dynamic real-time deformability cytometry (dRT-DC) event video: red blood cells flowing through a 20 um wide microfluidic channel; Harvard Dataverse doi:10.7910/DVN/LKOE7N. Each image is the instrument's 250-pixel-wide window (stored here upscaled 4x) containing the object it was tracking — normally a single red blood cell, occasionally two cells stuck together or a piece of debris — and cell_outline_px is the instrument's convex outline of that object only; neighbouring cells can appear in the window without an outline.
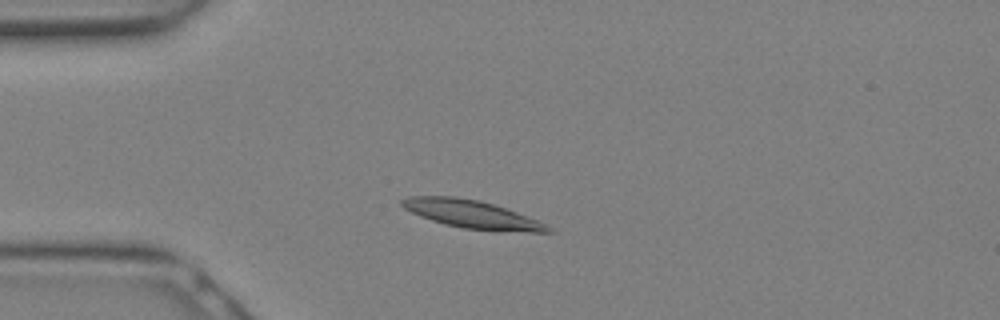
{"species": "Egyptian fruit bat (a non-hibernating species)", "species_latin": "Rousettus aegyptiacus", "temperature_condition": "warm", "stored_images_in_passage": 10, "camera_frame_rate_fps": 3000, "um_per_image_px": 0.085, "animal": {"sex": "female"}, "frame": {"image": 1, "passage_image": 5, "time_ms": 1.333, "image_size_px": [1000, 320], "cell_outline_px": [[556, 232], [496, 232], [464, 228], [444, 224], [420, 216], [404, 208], [400, 204], [400, 200], [408, 196], [456, 196], [480, 200], [516, 212], [536, 220], [552, 228]], "centroid_in_image_um": [40.1, 18.22], "position_along_channel_um": 44.9, "area_um2": 23.93}}
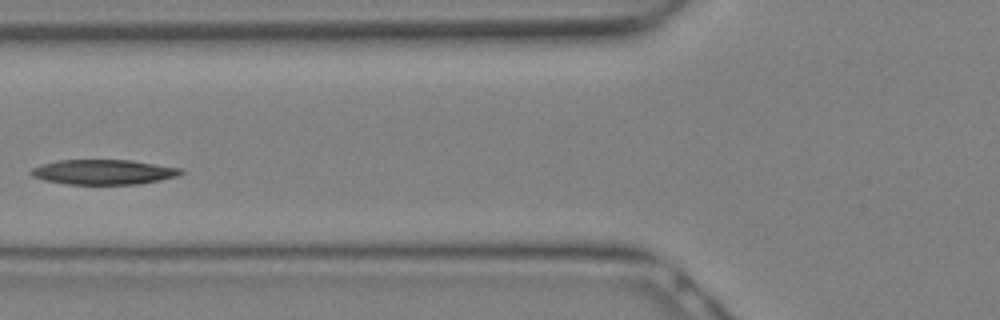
{"frame": {"image": 2, "passage_image": 9, "time_ms": 2.667, "image_size_px": [1000, 320], "cell_outline_px": [[184, 172], [176, 176], [160, 180], [140, 184], [64, 184], [44, 180], [32, 176], [28, 172], [32, 168], [40, 164], [56, 160], [132, 160], [180, 168]], "centroid_in_image_um": [8.74, 14.62], "position_along_channel_um": 117.1, "area_um2": 21.85}}